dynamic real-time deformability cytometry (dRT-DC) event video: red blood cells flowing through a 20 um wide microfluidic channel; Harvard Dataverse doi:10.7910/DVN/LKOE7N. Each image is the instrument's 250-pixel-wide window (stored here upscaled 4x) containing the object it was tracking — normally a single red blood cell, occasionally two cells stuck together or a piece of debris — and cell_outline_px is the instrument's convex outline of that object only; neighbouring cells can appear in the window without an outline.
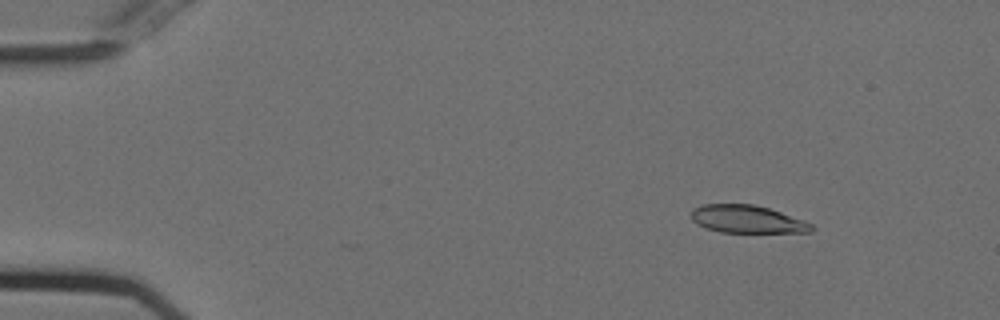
{"species": "Egyptian fruit bat (a non-hibernating species)", "species_latin": "Rousettus aegyptiacus", "temperature_condition": "cold", "stored_images_in_passage": 54, "camera_frame_rate_fps": 3000, "um_per_image_px": 0.085, "animal": {"sex": "female"}, "frame": {"image": 1, "passage_image": 7, "time_ms": 2.0, "image_size_px": [1000, 320], "cell_outline_px": [[816, 228], [812, 232], [720, 232], [704, 228], [696, 224], [692, 220], [692, 208], [704, 204], [756, 204], [804, 220], [812, 224]], "centroid_in_image_um": [63.5, 18.63], "position_along_channel_um": 21.5, "area_um2": 19.54}}
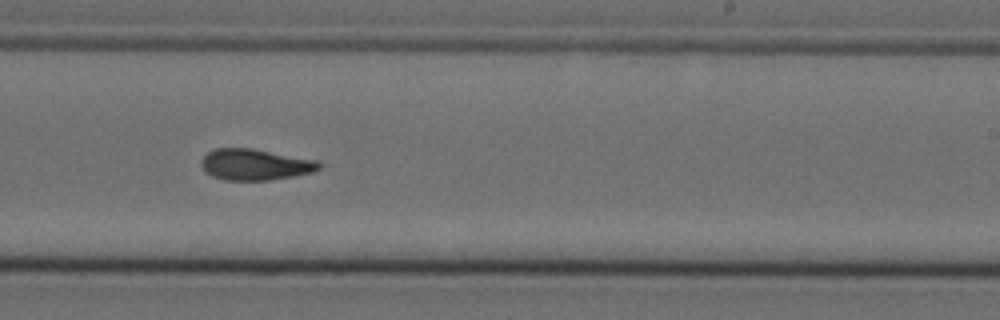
{"frame": {"image": 2, "passage_image": 34, "time_ms": 11.0, "image_size_px": [1000, 320], "cell_outline_px": [[324, 164], [316, 172], [268, 180], [224, 180], [212, 176], [204, 172], [200, 164], [200, 160], [208, 152], [216, 148], [252, 148], [316, 160]], "centroid_in_image_um": [21.68, 13.99], "position_along_channel_um": 267.3, "area_um2": 21.56}}
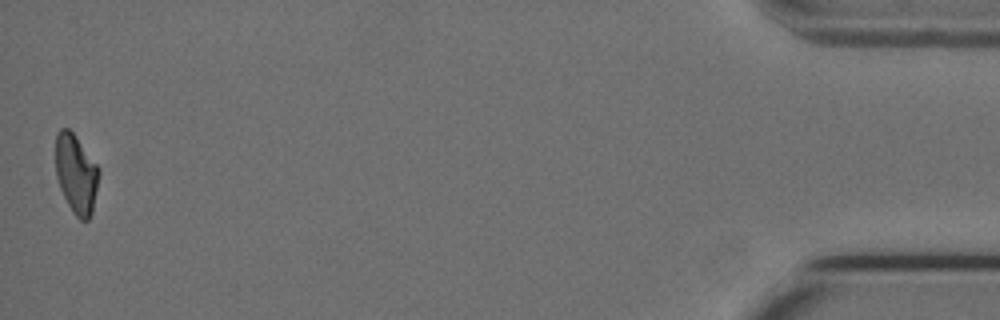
{"frame": {"image": 3, "passage_image": 54, "time_ms": 17.667, "image_size_px": [1000, 320], "cell_outline_px": [[100, 172], [92, 212], [88, 220], [80, 220], [72, 212], [60, 188], [56, 176], [56, 132], [60, 128], [68, 128], [76, 136], [96, 164]], "centroid_in_image_um": [6.46, 14.77], "position_along_channel_um": 428.7, "area_um2": 19.83}, "authors_computed_cell_mechanics": {"area_um2": 20.8369, "velocity_mm_per_s": 3.7326, "shape_relaxation_time_tau1_ms": 7.432, "shape_relaxation_time_tau2_ms": 3.3678, "deformation_change_tau1": 0.2085, "deformation_change_tau2": 0.1047}}